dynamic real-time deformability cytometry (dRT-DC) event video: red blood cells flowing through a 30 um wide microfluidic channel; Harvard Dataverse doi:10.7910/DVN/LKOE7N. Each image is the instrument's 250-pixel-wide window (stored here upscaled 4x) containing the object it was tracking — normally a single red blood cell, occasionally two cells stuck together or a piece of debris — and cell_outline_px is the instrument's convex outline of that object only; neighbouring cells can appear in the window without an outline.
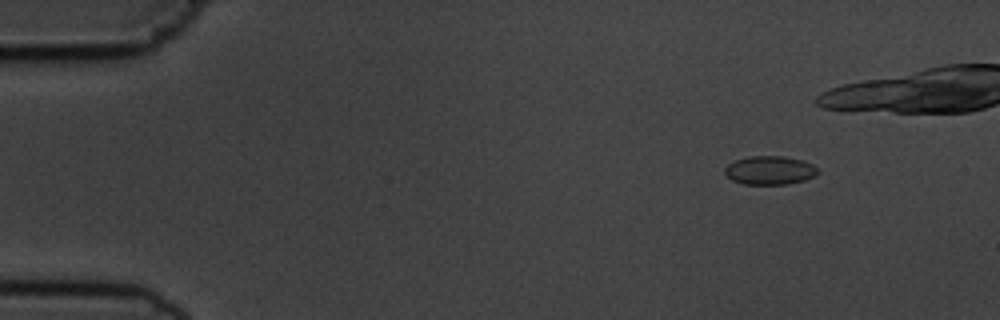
{"species": "common noctule bat (a hibernating species)", "species_latin": "Nyctalus noctula", "temperature_condition": "cold", "stored_images_in_passage": 7, "camera_frame_rate_fps": 3000, "um_per_image_px": 0.085, "animal": {"sex": "male", "body_mass_g": 19.5, "forearm_length_mm": 54.6}, "frame": {"image": 1, "passage_image": 1, "time_ms": 0.0, "image_size_px": [1000, 320], "cell_outline_px": [[820, 172], [816, 176], [804, 180], [788, 184], [744, 184], [732, 180], [724, 172], [724, 168], [728, 164], [736, 160], [748, 156], [784, 156], [804, 160], [812, 164]], "centroid_in_image_um": [65.45, 14.47], "position_along_channel_um": 19.5, "area_um2": 15.61}}